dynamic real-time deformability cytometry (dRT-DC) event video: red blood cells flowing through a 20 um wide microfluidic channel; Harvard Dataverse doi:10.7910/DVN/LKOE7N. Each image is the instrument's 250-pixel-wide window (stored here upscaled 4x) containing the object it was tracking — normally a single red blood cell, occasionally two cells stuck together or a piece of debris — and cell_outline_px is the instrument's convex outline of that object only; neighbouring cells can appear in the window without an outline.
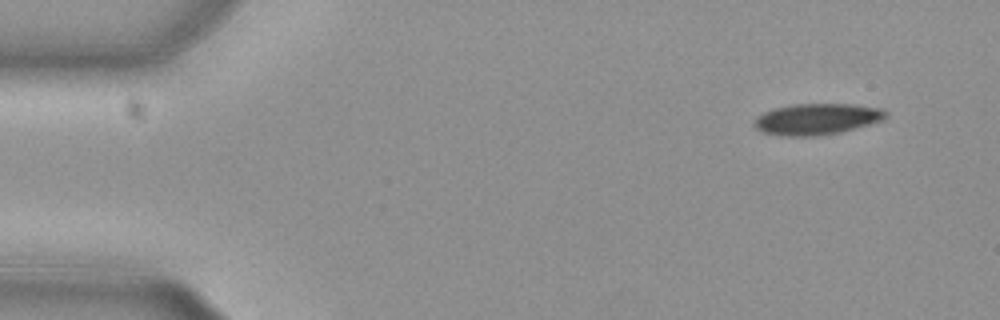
{"species": "common noctule bat (a hibernating species)", "species_latin": "Nyctalus noctula", "temperature_condition": "cold", "stored_images_in_passage": 51, "camera_frame_rate_fps": 3000, "um_per_image_px": 0.085, "animal": {"sex": "female", "body_mass_g": 29.2, "forearm_length_mm": 56.3}, "frame": {"image": 1, "passage_image": 1, "time_ms": 0.0, "image_size_px": [1000, 320], "cell_outline_px": [[888, 116], [884, 120], [840, 132], [816, 136], [780, 136], [764, 132], [756, 128], [752, 124], [752, 120], [756, 116], [764, 112], [776, 108], [796, 104], [852, 104], [884, 108], [888, 112]], "centroid_in_image_um": [69.45, 10.12], "position_along_channel_um": 15.6, "area_um2": 24.1}}
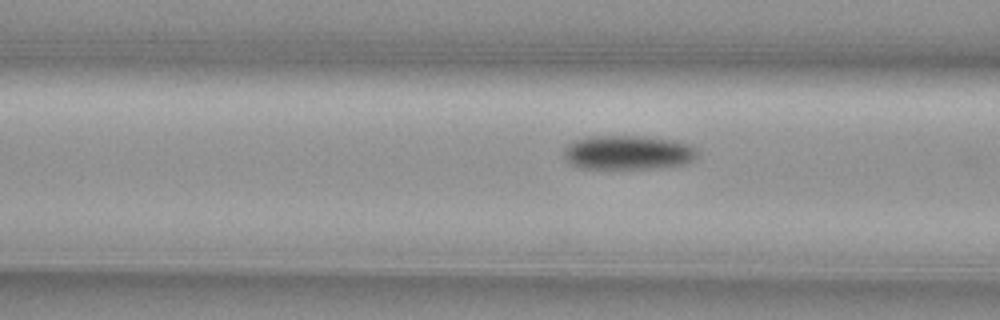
{"frame": {"image": 2, "passage_image": 17, "time_ms": 5.333, "image_size_px": [1000, 320], "cell_outline_px": [[696, 156], [692, 160], [680, 164], [648, 168], [580, 168], [568, 164], [564, 160], [564, 148], [568, 144], [576, 140], [592, 136], [644, 136], [672, 140], [688, 144], [696, 148]], "centroid_in_image_um": [53.29, 12.95], "position_along_channel_um": 113.3, "area_um2": 26.36}}
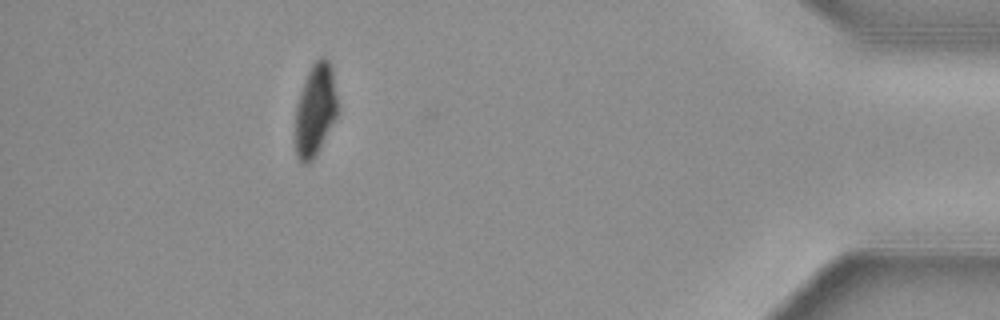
{"frame": {"image": 3, "passage_image": 45, "time_ms": 14.667, "image_size_px": [1000, 320], "cell_outline_px": [[336, 116], [316, 156], [308, 164], [304, 164], [296, 156], [296, 108], [300, 92], [304, 80], [312, 64], [320, 56], [324, 56], [328, 60], [332, 68], [336, 96]], "centroid_in_image_um": [26.79, 9.34], "position_along_channel_um": 408.4, "area_um2": 22.37}, "authors_computed_cell_mechanics": {"area_um2": 25.0852, "velocity_mm_per_s": 3.8016, "shape_relaxation_time_tau1_ms": 4.8821, "shape_relaxation_time_tau2_ms": null, "deformation_change_tau1": 0.1299, "deformation_change_tau2": null}}